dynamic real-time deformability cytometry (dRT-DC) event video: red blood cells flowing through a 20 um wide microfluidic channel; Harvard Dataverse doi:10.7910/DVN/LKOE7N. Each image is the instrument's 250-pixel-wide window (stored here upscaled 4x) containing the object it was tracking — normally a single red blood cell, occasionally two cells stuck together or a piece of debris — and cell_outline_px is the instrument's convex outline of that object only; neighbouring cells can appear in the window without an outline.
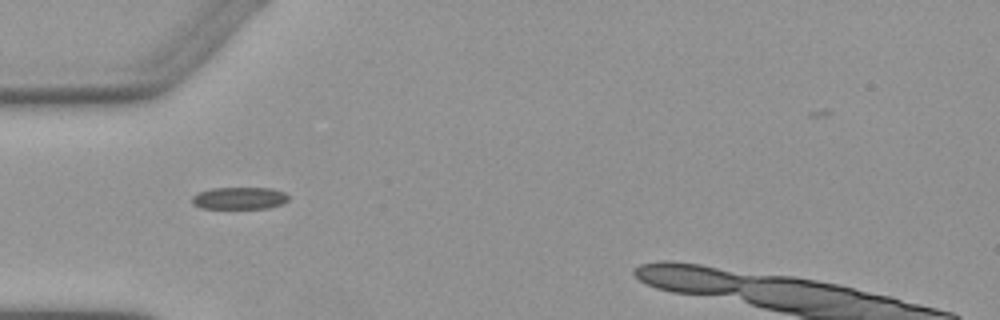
{"species": "Egyptian fruit bat (a non-hibernating species)", "species_latin": "Rousettus aegyptiacus", "temperature_condition": "warm", "stored_images_in_passage": 3, "camera_frame_rate_fps": 3000, "um_per_image_px": 0.085, "animal": {"sex": "female"}, "frame": {"image": 1, "passage_image": 1, "time_ms": 0.0, "image_size_px": [1000, 320], "cell_outline_px": [[288, 200], [280, 204], [268, 208], [200, 208], [192, 200], [192, 196], [200, 192], [212, 188], [272, 188], [284, 192], [288, 196]], "centroid_in_image_um": [20.37, 16.84], "position_along_channel_um": 64.6, "area_um2": 12.25}}
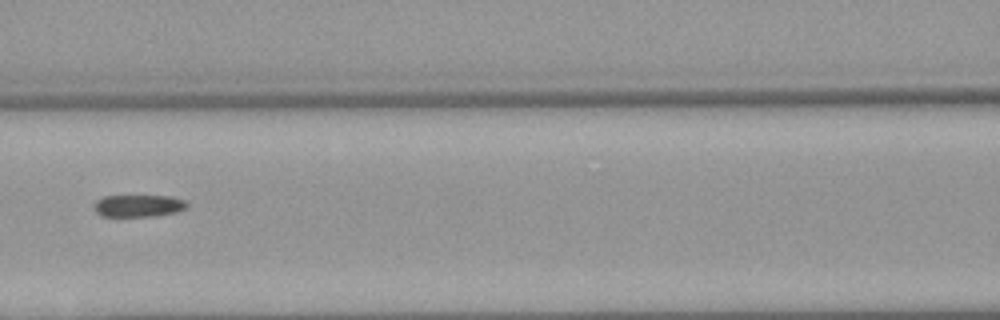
{"frame": {"image": 2, "passage_image": 3, "time_ms": 2.333, "image_size_px": [1000, 320], "cell_outline_px": [[188, 204], [184, 208], [176, 212], [156, 216], [100, 216], [92, 208], [92, 204], [96, 200], [104, 196], [168, 196], [184, 200]], "centroid_in_image_um": [11.69, 17.49], "position_along_channel_um": 154.9, "area_um2": 12.02}}